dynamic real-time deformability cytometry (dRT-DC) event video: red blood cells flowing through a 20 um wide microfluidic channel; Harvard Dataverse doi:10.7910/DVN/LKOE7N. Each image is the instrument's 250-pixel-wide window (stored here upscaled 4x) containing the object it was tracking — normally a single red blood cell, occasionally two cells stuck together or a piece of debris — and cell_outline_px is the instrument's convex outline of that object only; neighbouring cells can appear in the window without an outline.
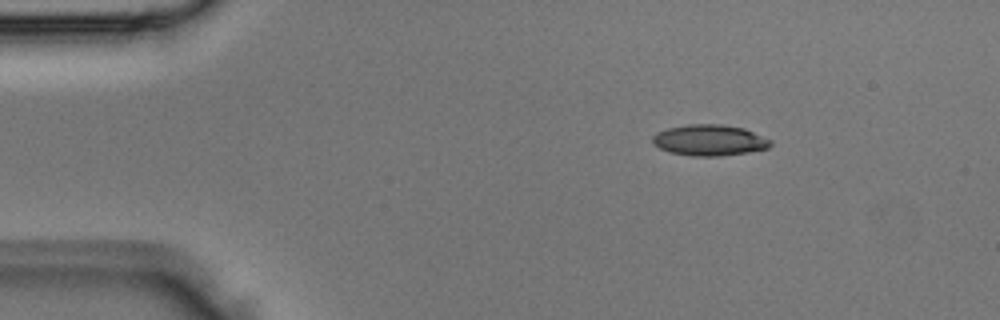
{"species": "Egyptian fruit bat (a non-hibernating species)", "species_latin": "Rousettus aegyptiacus", "temperature_condition": "room temperature", "stored_images_in_passage": 2, "camera_frame_rate_fps": 3000, "um_per_image_px": 0.085, "animal": {"sex": "male"}, "frame": {"image": 1, "passage_image": 1, "time_ms": 0.0, "image_size_px": [1000, 320], "cell_outline_px": [[772, 144], [768, 148], [748, 152], [720, 156], [692, 156], [668, 152], [652, 144], [652, 136], [656, 132], [668, 128], [688, 124], [720, 124], [744, 128], [772, 140]], "centroid_in_image_um": [60.28, 11.92], "position_along_channel_um": 24.7, "area_um2": 21.44}}
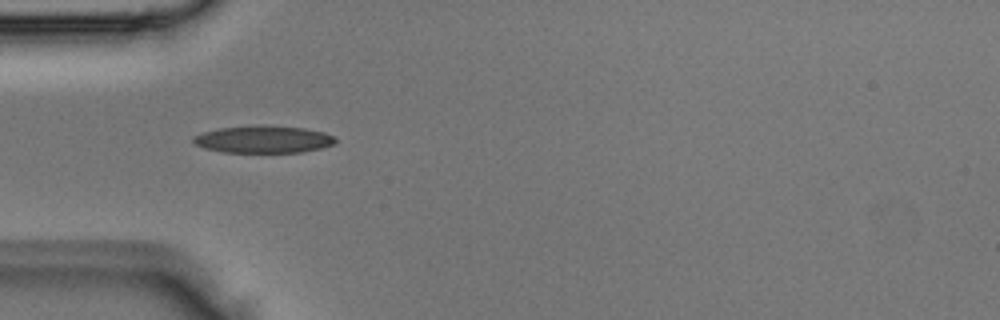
{"frame": {"image": 2, "passage_image": 2, "time_ms": 0.333, "image_size_px": [1000, 320], "cell_outline_px": [[336, 144], [320, 148], [300, 152], [224, 152], [204, 148], [196, 144], [192, 140], [192, 136], [204, 132], [220, 128], [264, 124], [304, 128], [324, 132], [332, 136], [336, 140]], "centroid_in_image_um": [22.39, 11.83], "position_along_channel_um": 62.6, "area_um2": 22.6}}